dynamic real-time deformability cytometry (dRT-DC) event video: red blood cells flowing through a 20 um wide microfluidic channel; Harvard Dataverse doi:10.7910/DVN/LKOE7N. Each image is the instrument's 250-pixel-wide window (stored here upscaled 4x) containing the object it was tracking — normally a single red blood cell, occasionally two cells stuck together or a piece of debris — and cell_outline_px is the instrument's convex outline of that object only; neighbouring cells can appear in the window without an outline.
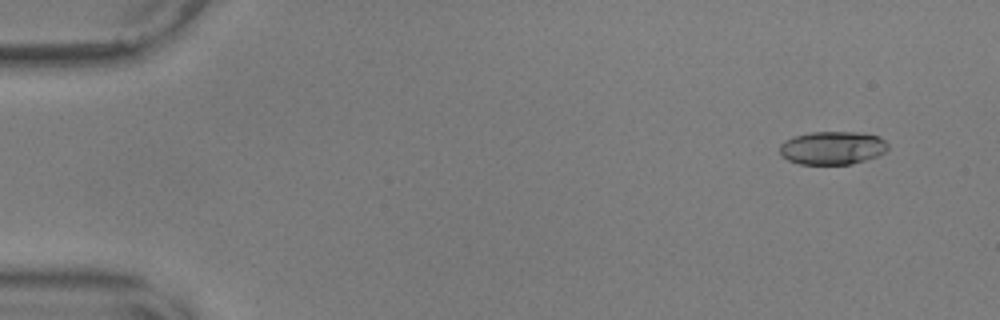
{"species": "common noctule bat (a hibernating species)", "species_latin": "Nyctalus noctula", "temperature_condition": "warm", "stored_images_in_passage": 55, "camera_frame_rate_fps": 3000, "um_per_image_px": 0.085, "animal": {"sex": "male", "body_mass_g": 17.9, "forearm_length_mm": 54.2}, "frame": {"image": 1, "passage_image": 3, "time_ms": 0.667, "image_size_px": [1000, 320], "cell_outline_px": [[888, 148], [884, 152], [876, 156], [852, 164], [800, 164], [788, 160], [780, 156], [780, 144], [784, 140], [796, 136], [812, 132], [860, 132], [880, 136], [888, 144]], "centroid_in_image_um": [70.75, 12.57], "position_along_channel_um": 14.3, "area_um2": 20.98}}
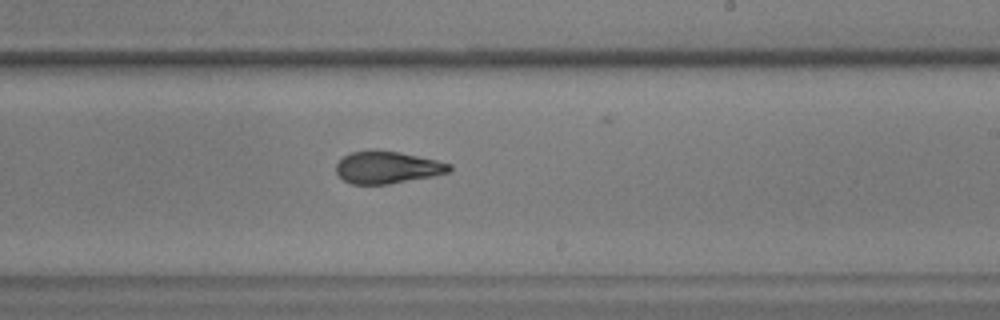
{"frame": {"image": 2, "passage_image": 33, "time_ms": 10.667, "image_size_px": [1000, 320], "cell_outline_px": [[452, 172], [432, 176], [388, 184], [352, 184], [344, 180], [336, 172], [336, 164], [344, 156], [352, 152], [400, 152], [436, 160], [452, 164]], "centroid_in_image_um": [32.97, 14.25], "position_along_channel_um": 256.0, "area_um2": 20.75}}
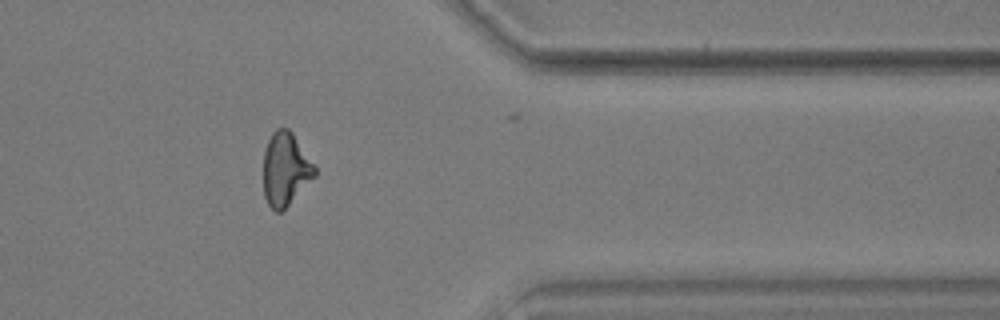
{"frame": {"image": 3, "passage_image": 45, "time_ms": 14.667, "image_size_px": [1000, 320], "cell_outline_px": [[316, 176], [280, 212], [276, 212], [268, 204], [264, 196], [264, 152], [268, 140], [272, 132], [276, 128], [288, 128], [292, 132], [316, 168]], "centroid_in_image_um": [24.26, 14.36], "position_along_channel_um": 387.1, "area_um2": 21.62}, "authors_computed_cell_mechanics": {"area_um2": 21.675, "velocity_mm_per_s": 3.6106, "shape_relaxation_time_tau1_ms": 6.6406, "shape_relaxation_time_tau2_ms": 2.5725, "deformation_change_tau1": 0.22, "deformation_change_tau2": 0.1081}}